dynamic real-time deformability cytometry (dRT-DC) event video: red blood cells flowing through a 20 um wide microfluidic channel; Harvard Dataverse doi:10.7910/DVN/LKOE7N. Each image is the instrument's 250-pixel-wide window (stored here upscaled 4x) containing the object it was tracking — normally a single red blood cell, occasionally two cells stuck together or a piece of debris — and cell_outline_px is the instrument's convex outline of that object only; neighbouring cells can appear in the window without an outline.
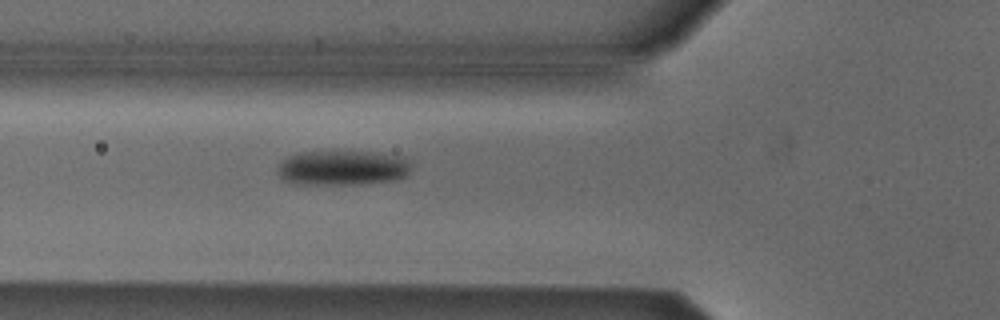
{"species": "Egyptian fruit bat (a non-hibernating species)", "species_latin": "Rousettus aegyptiacus", "temperature_condition": "cold", "stored_images_in_passage": 5, "camera_frame_rate_fps": 3000, "um_per_image_px": 0.085, "animal": {"sex": "male"}, "frame": {"image": 1, "passage_image": 5, "time_ms": 4.667, "image_size_px": [1000, 320], "cell_outline_px": [[408, 172], [404, 176], [392, 180], [348, 184], [296, 184], [284, 180], [276, 172], [276, 168], [280, 160], [296, 152], [336, 148], [372, 152], [404, 156], [408, 160]], "centroid_in_image_um": [28.99, 14.2], "position_along_channel_um": 96.8, "area_um2": 28.09}}